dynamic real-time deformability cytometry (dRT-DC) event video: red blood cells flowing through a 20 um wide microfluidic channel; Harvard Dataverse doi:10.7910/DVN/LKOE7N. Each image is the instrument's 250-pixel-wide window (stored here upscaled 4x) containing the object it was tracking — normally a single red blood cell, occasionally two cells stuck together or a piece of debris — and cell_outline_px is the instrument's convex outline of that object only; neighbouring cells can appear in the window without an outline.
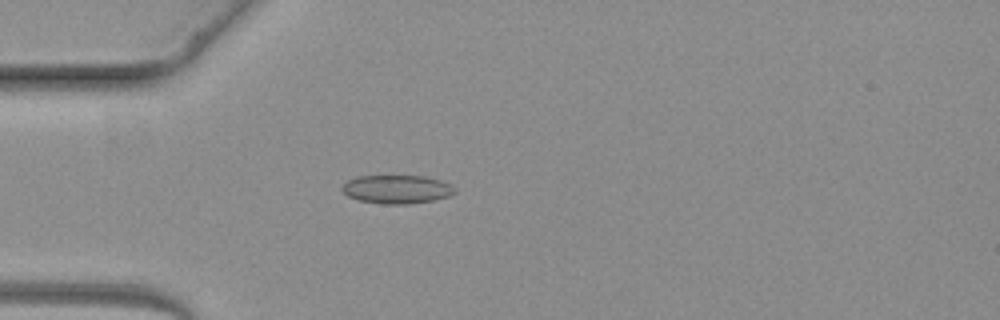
{"species": "common noctule bat (a hibernating species)", "species_latin": "Nyctalus noctula", "temperature_condition": "warm", "stored_images_in_passage": 4, "camera_frame_rate_fps": 3000, "um_per_image_px": 0.085, "animal": {"sex": "female", "body_mass_g": 19.3, "forearm_length_mm": 54.1}, "frame": {"image": 1, "passage_image": 4, "time_ms": 3.667, "image_size_px": [1000, 320], "cell_outline_px": [[456, 192], [448, 196], [432, 200], [408, 204], [384, 204], [360, 200], [348, 196], [340, 188], [348, 180], [356, 176], [424, 176], [440, 180], [452, 184], [456, 188]], "centroid_in_image_um": [33.75, 16.08], "position_along_channel_um": 51.3, "area_um2": 18.67}}